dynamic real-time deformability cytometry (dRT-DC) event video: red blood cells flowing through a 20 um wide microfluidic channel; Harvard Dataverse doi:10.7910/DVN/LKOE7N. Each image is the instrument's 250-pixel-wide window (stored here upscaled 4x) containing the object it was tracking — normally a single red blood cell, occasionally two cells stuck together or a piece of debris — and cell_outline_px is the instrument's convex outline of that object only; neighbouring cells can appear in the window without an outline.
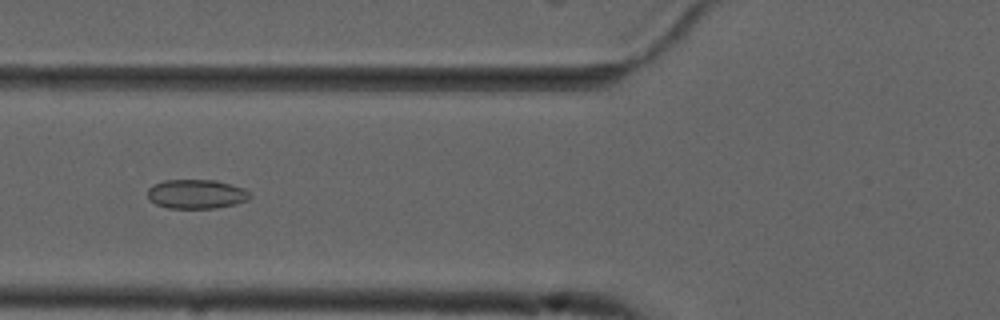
{"species": "common noctule bat (a hibernating species)", "species_latin": "Nyctalus noctula", "temperature_condition": "cold", "stored_images_in_passage": 53, "camera_frame_rate_fps": 3000, "um_per_image_px": 0.085, "animal": {"sex": "male", "forearm_length_mm": 52.5}, "frame": {"image": 1, "passage_image": 20, "time_ms": 6.333, "image_size_px": [1000, 320], "cell_outline_px": [[252, 196], [248, 200], [236, 204], [216, 208], [168, 208], [156, 204], [148, 196], [148, 188], [152, 184], [164, 180], [216, 180], [232, 184], [244, 188]], "centroid_in_image_um": [16.71, 16.49], "position_along_channel_um": 109.1, "area_um2": 17.51}}
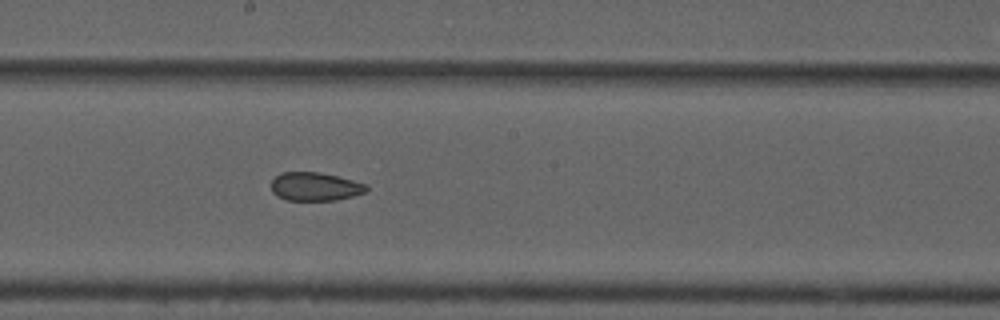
{"frame": {"image": 2, "passage_image": 29, "time_ms": 9.333, "image_size_px": [1000, 320], "cell_outline_px": [[368, 188], [364, 192], [352, 196], [336, 200], [288, 200], [272, 192], [272, 180], [280, 172], [320, 172], [368, 184]], "centroid_in_image_um": [26.79, 15.85], "position_along_channel_um": 221.4, "area_um2": 15.61}}
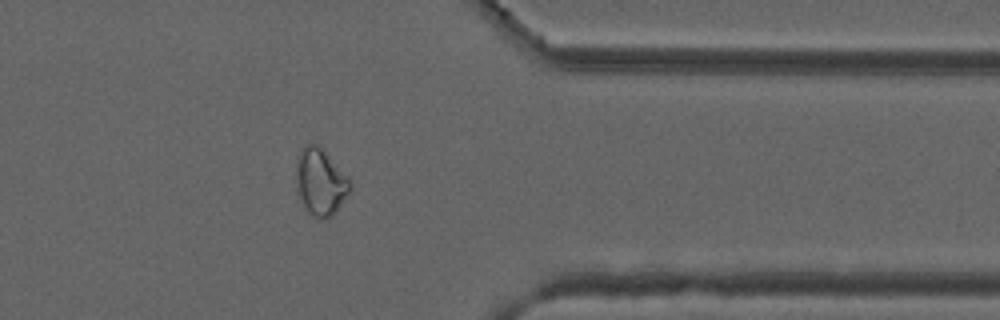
{"frame": {"image": 3, "passage_image": 43, "time_ms": 14.0, "image_size_px": [1000, 320], "cell_outline_px": [[352, 188], [332, 216], [328, 220], [320, 220], [312, 216], [308, 212], [300, 200], [296, 192], [296, 156], [300, 148], [304, 144], [320, 144], [352, 180]], "centroid_in_image_um": [27.23, 15.44], "position_along_channel_um": 384.2, "area_um2": 21.85}, "authors_computed_cell_mechanics": {"area_um2": 20.0566, "velocity_mm_per_s": 3.7379, "shape_relaxation_time_tau1_ms": null, "shape_relaxation_time_tau2_ms": 3.4203, "deformation_change_tau1": null, "deformation_change_tau2": 0.0806}}